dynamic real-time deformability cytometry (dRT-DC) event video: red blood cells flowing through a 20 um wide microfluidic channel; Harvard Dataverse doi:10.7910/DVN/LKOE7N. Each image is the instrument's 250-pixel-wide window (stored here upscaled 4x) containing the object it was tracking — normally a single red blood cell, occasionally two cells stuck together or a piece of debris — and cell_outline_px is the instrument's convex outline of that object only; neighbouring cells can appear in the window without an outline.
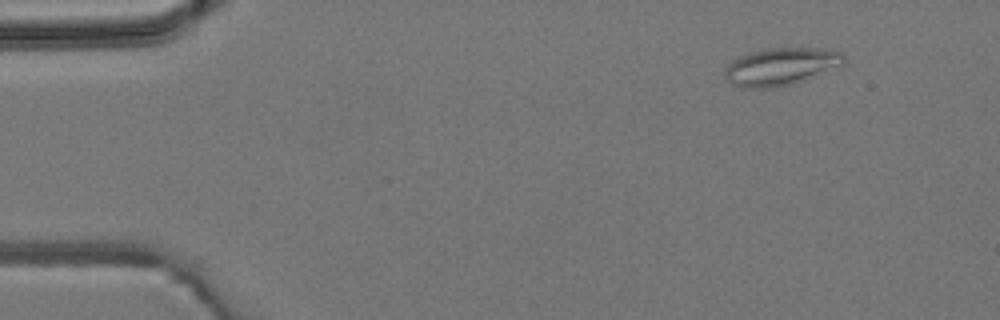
{"species": "common noctule bat (a hibernating species)", "species_latin": "Nyctalus noctula", "temperature_condition": "room temperature", "stored_images_in_passage": 3, "camera_frame_rate_fps": 3000, "um_per_image_px": 0.085, "animal": {"sex": "male", "body_mass_g": 19.2, "forearm_length_mm": 51.8}, "frame": {"image": 1, "passage_image": 1, "time_ms": 0.0, "image_size_px": [1000, 320], "cell_outline_px": [[844, 64], [792, 84], [772, 88], [740, 88], [732, 84], [724, 76], [724, 72], [728, 64], [732, 60], [748, 52], [768, 48], [816, 48], [840, 52], [844, 56]], "centroid_in_image_um": [66.31, 5.66], "position_along_channel_um": 18.7, "area_um2": 25.84}}